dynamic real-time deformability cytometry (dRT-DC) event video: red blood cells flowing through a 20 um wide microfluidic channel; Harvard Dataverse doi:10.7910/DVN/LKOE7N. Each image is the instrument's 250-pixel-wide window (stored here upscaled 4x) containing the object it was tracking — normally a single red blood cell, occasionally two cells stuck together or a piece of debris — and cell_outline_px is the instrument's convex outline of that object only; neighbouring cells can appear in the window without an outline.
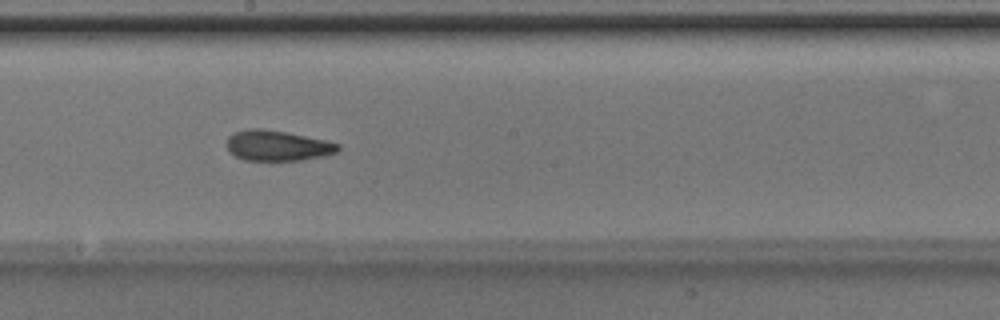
{"species": "Egyptian fruit bat (a non-hibernating species)", "species_latin": "Rousettus aegyptiacus", "temperature_condition": "room temperature", "stored_images_in_passage": 34, "camera_frame_rate_fps": 3000, "um_per_image_px": 0.085, "animal": {"sex": "male"}, "frame": {"image": 1, "passage_image": 15, "time_ms": 4.667, "image_size_px": [1000, 320], "cell_outline_px": [[340, 148], [336, 152], [324, 156], [300, 160], [244, 160], [228, 152], [228, 136], [232, 132], [248, 128], [260, 128], [284, 132], [324, 140], [340, 144]], "centroid_in_image_um": [23.55, 12.37], "position_along_channel_um": 224.7, "area_um2": 19.59}, "authors_computed_cell_mechanics": {"area_um2": 19.2185, "velocity_mm_per_s": 4.2209, "shape_relaxation_time_tau1_ms": 2.9358, "shape_relaxation_time_tau2_ms": 1.6106, "deformation_change_tau1": 0.1269, "deformation_change_tau2": 0.0897}}